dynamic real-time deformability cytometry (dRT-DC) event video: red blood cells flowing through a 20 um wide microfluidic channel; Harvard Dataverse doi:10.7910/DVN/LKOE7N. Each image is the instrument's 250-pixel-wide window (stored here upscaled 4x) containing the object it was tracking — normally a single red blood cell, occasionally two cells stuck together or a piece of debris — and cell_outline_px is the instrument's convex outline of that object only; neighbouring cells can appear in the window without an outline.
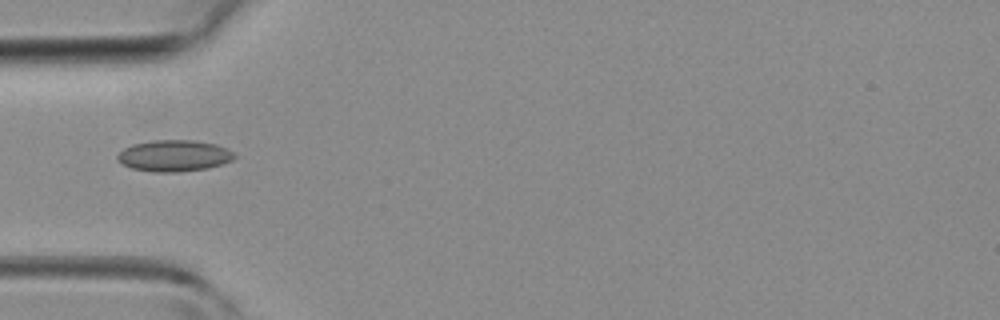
{"species": "common noctule bat (a hibernating species)", "species_latin": "Nyctalus noctula", "temperature_condition": "room temperature", "stored_images_in_passage": 31, "camera_frame_rate_fps": 3000, "um_per_image_px": 0.085, "animal": {"sex": "female", "body_mass_g": 19.3, "forearm_length_mm": 54.1}, "frame": {"image": 1, "passage_image": 1, "time_ms": 0.0, "image_size_px": [1000, 320], "cell_outline_px": [[236, 156], [232, 160], [208, 168], [176, 172], [156, 172], [132, 168], [124, 164], [116, 156], [124, 148], [132, 144], [152, 140], [192, 140], [216, 144], [228, 148]], "centroid_in_image_um": [14.81, 13.22], "position_along_channel_um": 70.2, "area_um2": 21.21}}
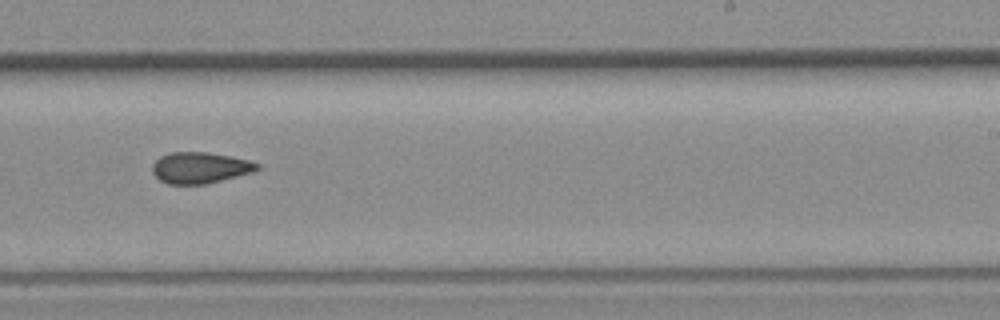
{"frame": {"image": 2, "passage_image": 14, "time_ms": 4.333, "image_size_px": [1000, 320], "cell_outline_px": [[260, 168], [252, 172], [204, 184], [168, 184], [160, 180], [152, 172], [152, 164], [160, 156], [172, 152], [208, 152], [248, 160], [260, 164]], "centroid_in_image_um": [16.97, 14.25], "position_along_channel_um": 272.0, "area_um2": 18.84}}
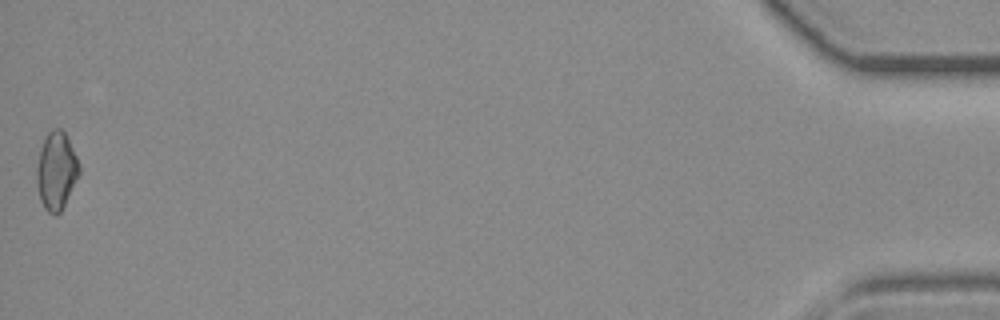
{"frame": {"image": 3, "passage_image": 31, "time_ms": 10.0, "image_size_px": [1000, 320], "cell_outline_px": [[80, 172], [60, 212], [56, 216], [48, 212], [44, 208], [40, 200], [36, 180], [36, 168], [44, 136], [52, 128], [60, 128], [64, 132], [80, 164]], "centroid_in_image_um": [4.77, 14.51], "position_along_channel_um": 430.4, "area_um2": 19.07}}